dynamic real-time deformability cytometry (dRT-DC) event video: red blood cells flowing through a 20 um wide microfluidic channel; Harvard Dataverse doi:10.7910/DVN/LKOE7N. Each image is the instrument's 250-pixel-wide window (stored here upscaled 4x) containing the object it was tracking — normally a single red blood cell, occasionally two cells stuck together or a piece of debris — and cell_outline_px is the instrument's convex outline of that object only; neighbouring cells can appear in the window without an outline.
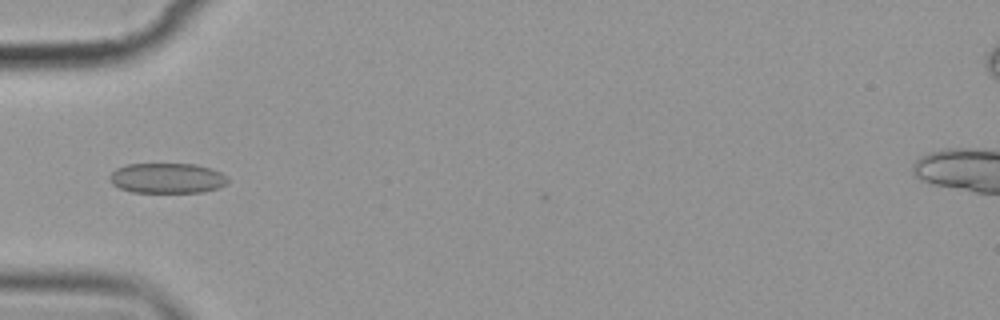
{"species": "common noctule bat (a hibernating species)", "species_latin": "Nyctalus noctula", "temperature_condition": "cold", "stored_images_in_passage": 6, "camera_frame_rate_fps": 3000, "um_per_image_px": 0.085, "animal": {"sex": "female", "body_mass_g": 19.9}, "frame": {"image": 1, "passage_image": 5, "time_ms": 5.333, "image_size_px": [1000, 320], "cell_outline_px": [[228, 180], [224, 184], [216, 188], [204, 192], [132, 192], [120, 188], [112, 184], [108, 180], [108, 176], [116, 168], [128, 164], [196, 164], [212, 168], [220, 172]], "centroid_in_image_um": [14.16, 15.14], "position_along_channel_um": 70.8, "area_um2": 20.75}}
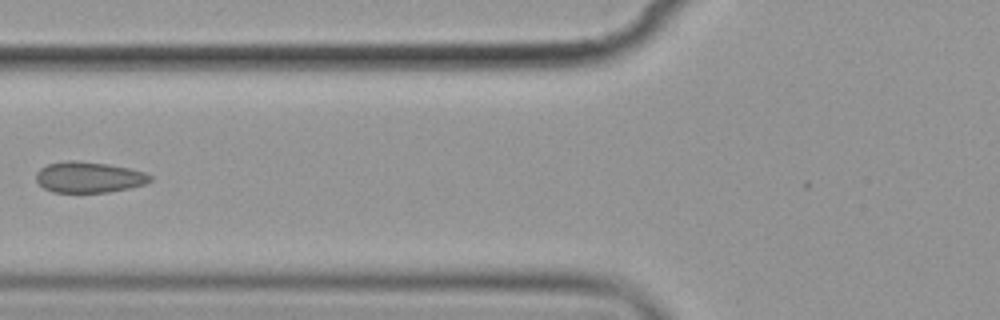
{"frame": {"image": 2, "passage_image": 6, "time_ms": 6.667, "image_size_px": [1000, 320], "cell_outline_px": [[152, 180], [144, 184], [128, 188], [108, 192], [52, 192], [44, 188], [36, 180], [36, 172], [40, 168], [48, 164], [68, 160], [76, 160], [108, 164], [128, 168], [144, 172], [152, 176]], "centroid_in_image_um": [7.54, 15.06], "position_along_channel_um": 118.3, "area_um2": 20.46}}